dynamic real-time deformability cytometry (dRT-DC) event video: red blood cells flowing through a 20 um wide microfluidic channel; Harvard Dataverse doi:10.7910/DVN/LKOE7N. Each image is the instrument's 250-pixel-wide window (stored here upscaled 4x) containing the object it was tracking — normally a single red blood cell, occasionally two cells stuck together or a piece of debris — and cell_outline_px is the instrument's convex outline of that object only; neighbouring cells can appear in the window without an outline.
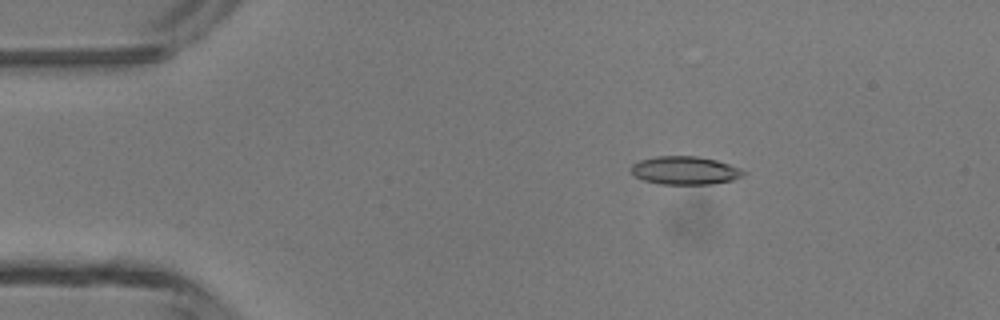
{"species": "common noctule bat (a hibernating species)", "species_latin": "Nyctalus noctula", "temperature_condition": "room temperature", "stored_images_in_passage": 5, "camera_frame_rate_fps": 3000, "um_per_image_px": 0.085, "animal": {"sex": "male", "body_mass_g": 13.3}, "frame": {"image": 1, "passage_image": 3, "time_ms": 2.333, "image_size_px": [1000, 320], "cell_outline_px": [[748, 172], [744, 176], [732, 180], [712, 184], [660, 184], [644, 180], [636, 176], [628, 168], [632, 164], [640, 160], [656, 156], [696, 156], [716, 160], [740, 168]], "centroid_in_image_um": [58.23, 14.49], "position_along_channel_um": 26.8, "area_um2": 18.55}}